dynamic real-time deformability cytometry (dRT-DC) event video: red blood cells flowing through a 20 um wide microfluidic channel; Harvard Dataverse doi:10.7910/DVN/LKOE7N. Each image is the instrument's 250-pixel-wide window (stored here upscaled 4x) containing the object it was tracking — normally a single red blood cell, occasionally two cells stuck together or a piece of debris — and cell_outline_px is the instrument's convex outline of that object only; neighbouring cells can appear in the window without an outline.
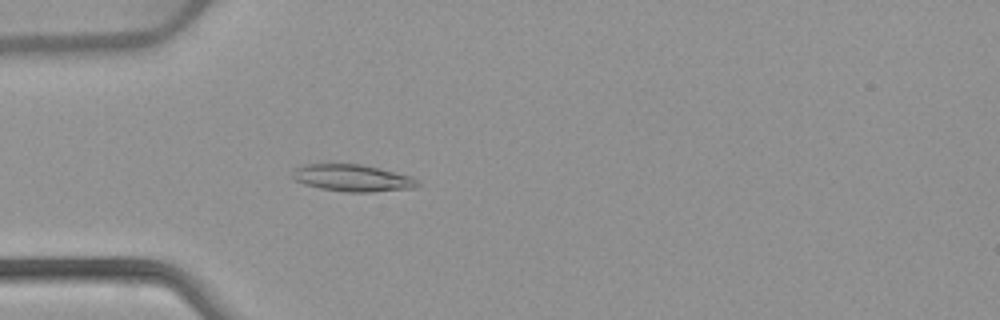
{"species": "common noctule bat (a hibernating species)", "species_latin": "Nyctalus noctula", "temperature_condition": "warm", "stored_images_in_passage": 50, "camera_frame_rate_fps": 3000, "um_per_image_px": 0.085, "animal": {"sex": "female", "body_mass_g": 22.7, "forearm_length_mm": 54.2}, "frame": {"image": 1, "passage_image": 13, "time_ms": 4.0, "image_size_px": [1000, 320], "cell_outline_px": [[420, 184], [416, 188], [372, 192], [344, 192], [320, 188], [304, 184], [296, 180], [292, 176], [296, 168], [304, 164], [360, 164], [380, 168], [412, 176]], "centroid_in_image_um": [30.0, 15.13], "position_along_channel_um": 55.0, "area_um2": 19.65}}
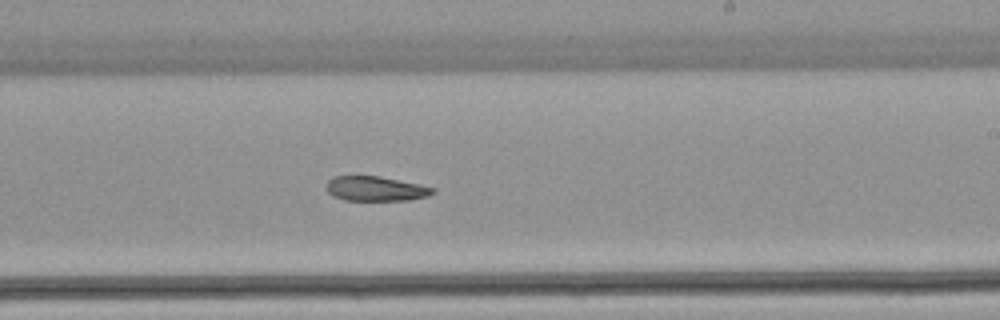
{"frame": {"image": 2, "passage_image": 29, "time_ms": 9.333, "image_size_px": [1000, 320], "cell_outline_px": [[436, 192], [428, 196], [408, 200], [344, 200], [332, 196], [324, 188], [328, 180], [332, 176], [380, 176], [420, 184], [436, 188]], "centroid_in_image_um": [31.92, 16.03], "position_along_channel_um": 257.1, "area_um2": 15.55}}
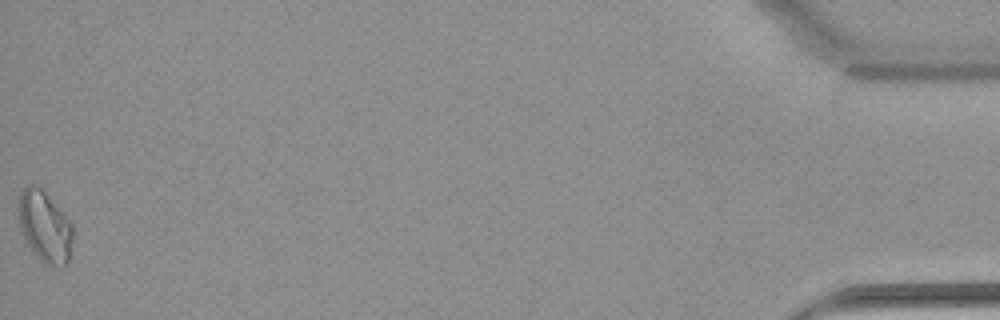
{"frame": {"image": 3, "passage_image": 50, "time_ms": 16.333, "image_size_px": [1000, 320], "cell_outline_px": [[72, 256], [64, 268], [60, 268], [44, 264], [40, 260], [28, 244], [20, 232], [16, 208], [16, 200], [20, 192], [28, 184], [32, 184], [44, 188], [72, 224]], "centroid_in_image_um": [3.79, 19.24], "position_along_channel_um": 431.4, "area_um2": 23.52}}